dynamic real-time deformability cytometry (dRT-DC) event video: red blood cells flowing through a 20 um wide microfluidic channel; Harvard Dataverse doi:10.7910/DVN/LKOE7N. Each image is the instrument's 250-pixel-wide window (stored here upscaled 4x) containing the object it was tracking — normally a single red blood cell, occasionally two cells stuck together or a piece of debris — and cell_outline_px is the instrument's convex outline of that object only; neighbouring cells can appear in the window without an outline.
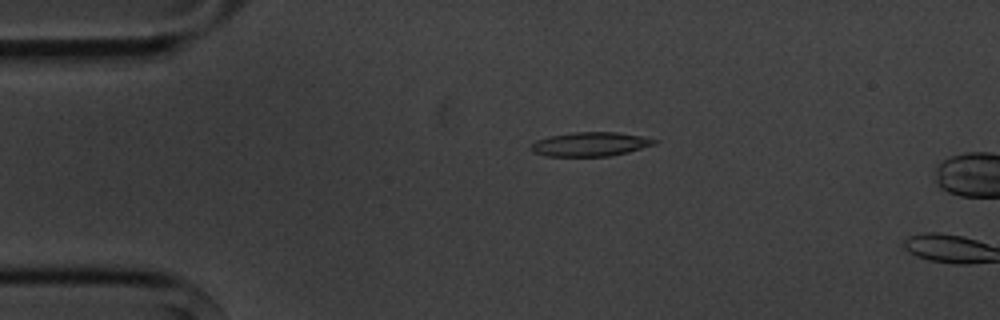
{"species": "common noctule bat (a hibernating species)", "species_latin": "Nyctalus noctula", "temperature_condition": "cold", "stored_images_in_passage": 2, "camera_frame_rate_fps": 3000, "um_per_image_px": 0.085, "animal": {"sex": "male", "body_mass_g": 20.1, "forearm_length_mm": 53.5}, "frame": {"image": 1, "passage_image": 1, "time_ms": 0.0, "image_size_px": [1000, 320], "cell_outline_px": [[660, 140], [656, 144], [628, 152], [608, 156], [544, 156], [532, 152], [528, 148], [536, 140], [548, 136], [576, 132], [616, 132], [640, 136]], "centroid_in_image_um": [50.14, 12.26], "position_along_channel_um": 34.9, "area_um2": 17.4}}